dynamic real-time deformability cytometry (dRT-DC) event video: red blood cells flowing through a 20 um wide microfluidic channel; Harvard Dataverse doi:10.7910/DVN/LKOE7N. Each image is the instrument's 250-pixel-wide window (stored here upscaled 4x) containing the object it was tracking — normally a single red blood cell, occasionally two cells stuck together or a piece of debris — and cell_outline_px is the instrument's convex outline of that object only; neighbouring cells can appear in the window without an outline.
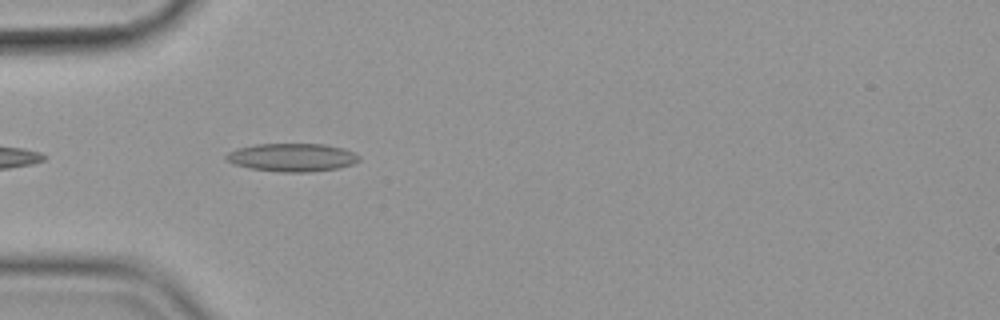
{"species": "common noctule bat (a hibernating species)", "species_latin": "Nyctalus noctula", "temperature_condition": "cold", "stored_images_in_passage": 42, "camera_frame_rate_fps": 3000, "um_per_image_px": 0.085, "animal": {"sex": "female", "body_mass_g": 19.9}, "frame": {"image": 1, "passage_image": 3, "time_ms": 0.667, "image_size_px": [1000, 320], "cell_outline_px": [[360, 160], [352, 164], [340, 168], [308, 172], [280, 172], [248, 168], [224, 160], [224, 156], [228, 152], [240, 148], [256, 144], [324, 144], [344, 148], [360, 156]], "centroid_in_image_um": [24.83, 13.38], "position_along_channel_um": 60.2, "area_um2": 21.85}}
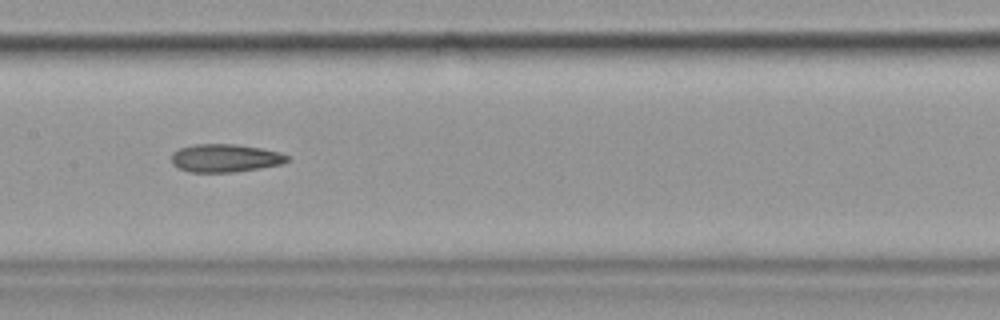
{"frame": {"image": 2, "passage_image": 14, "time_ms": 4.333, "image_size_px": [1000, 320], "cell_outline_px": [[292, 160], [284, 164], [232, 172], [188, 172], [172, 164], [172, 152], [180, 148], [196, 144], [236, 144], [260, 148], [280, 152], [288, 156]], "centroid_in_image_um": [19.17, 13.43], "position_along_channel_um": 188.2, "area_um2": 18.96}}
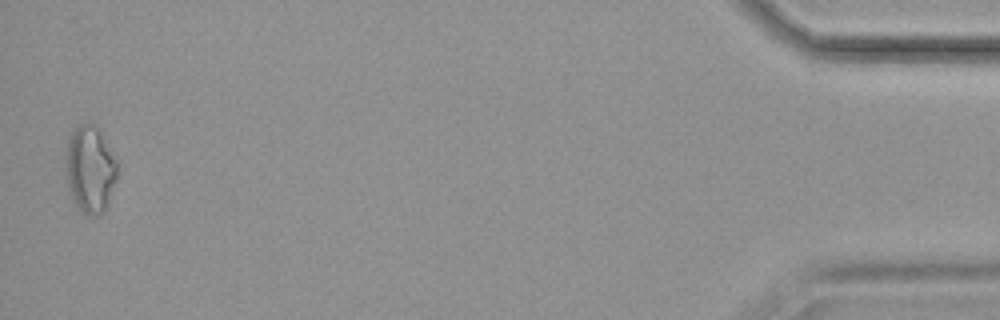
{"frame": {"image": 3, "passage_image": 41, "time_ms": 13.333, "image_size_px": [1000, 320], "cell_outline_px": [[116, 176], [108, 204], [104, 212], [100, 216], [84, 216], [76, 204], [68, 188], [64, 164], [64, 160], [68, 136], [72, 128], [80, 124], [96, 124], [100, 128], [116, 160]], "centroid_in_image_um": [7.62, 14.37], "position_along_channel_um": 427.6, "area_um2": 26.7}, "authors_computed_cell_mechanics": {"area_um2": 19.4497, "velocity_mm_per_s": 3.6029, "shape_relaxation_time_tau1_ms": 4.4136, "shape_relaxation_time_tau2_ms": 4.747, "deformation_change_tau1": 0.1227, "deformation_change_tau2": 0.1434}}